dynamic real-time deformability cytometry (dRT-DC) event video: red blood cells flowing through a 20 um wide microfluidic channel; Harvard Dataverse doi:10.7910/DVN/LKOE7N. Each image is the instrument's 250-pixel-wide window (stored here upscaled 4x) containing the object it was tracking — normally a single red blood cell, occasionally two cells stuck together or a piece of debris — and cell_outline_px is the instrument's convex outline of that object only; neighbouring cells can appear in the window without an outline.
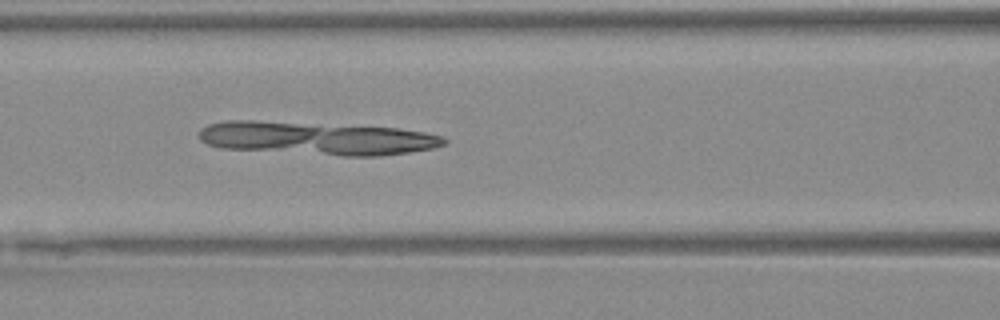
{"species": "Egyptian fruit bat (a non-hibernating species)", "species_latin": "Rousettus aegyptiacus", "temperature_condition": "warm", "stored_images_in_passage": 39, "camera_frame_rate_fps": 3000, "um_per_image_px": 0.085, "animal": {"sex": "female"}, "frame": {"image": 1, "passage_image": 12, "time_ms": 3.667, "image_size_px": [1000, 320], "cell_outline_px": [[448, 144], [432, 148], [408, 152], [380, 156], [344, 156], [224, 148], [208, 144], [200, 140], [196, 136], [196, 132], [200, 128], [208, 124], [224, 120], [256, 120], [396, 128], [424, 132], [444, 136], [448, 140]], "centroid_in_image_um": [26.89, 11.75], "position_along_channel_um": 139.7, "area_um2": 47.51}}
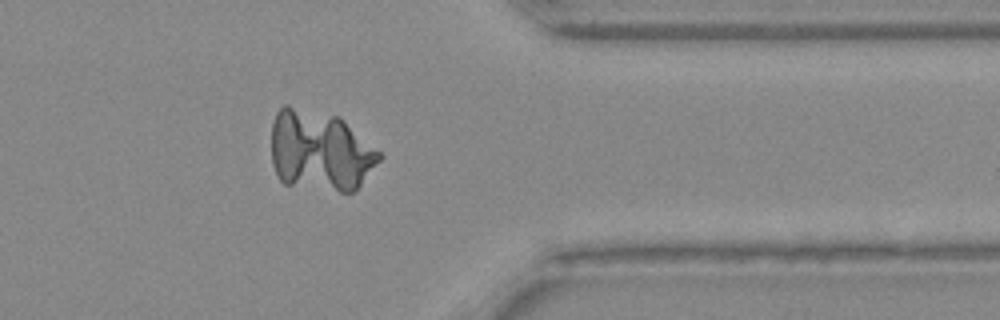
{"frame": {"image": 2, "passage_image": 30, "time_ms": 9.667, "image_size_px": [1000, 320], "cell_outline_px": [[384, 156], [360, 184], [352, 192], [340, 192], [284, 184], [276, 176], [272, 164], [272, 124], [276, 112], [284, 104], [288, 104], [340, 116], [380, 152]], "centroid_in_image_um": [27.18, 12.8], "position_along_channel_um": 384.2, "area_um2": 51.21}}